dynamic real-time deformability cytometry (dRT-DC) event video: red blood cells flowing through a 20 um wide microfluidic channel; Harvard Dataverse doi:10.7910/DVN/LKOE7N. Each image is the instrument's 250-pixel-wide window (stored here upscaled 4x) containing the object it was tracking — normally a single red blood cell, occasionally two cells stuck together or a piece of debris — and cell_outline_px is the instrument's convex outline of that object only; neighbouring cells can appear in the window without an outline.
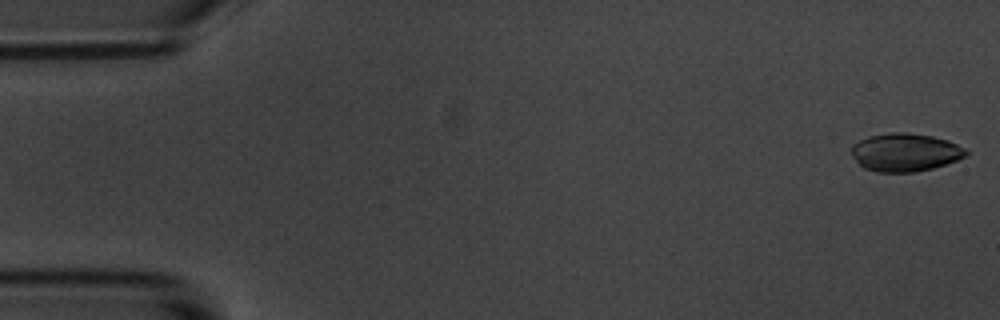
{"species": "common noctule bat (a hibernating species)", "species_latin": "Nyctalus noctula", "temperature_condition": "room temperature", "stored_images_in_passage": 15, "camera_frame_rate_fps": 3000, "um_per_image_px": 0.085, "animal": {"sex": "male", "body_mass_g": 20.1, "forearm_length_mm": 53.5}, "frame": {"image": 1, "passage_image": 1, "time_ms": 0.0, "image_size_px": [1000, 320], "cell_outline_px": [[968, 156], [932, 168], [916, 172], [876, 172], [864, 168], [852, 156], [852, 144], [868, 136], [892, 132], [904, 132], [932, 136], [948, 140], [964, 148], [968, 152]], "centroid_in_image_um": [76.93, 12.95], "position_along_channel_um": 8.1, "area_um2": 25.37}}
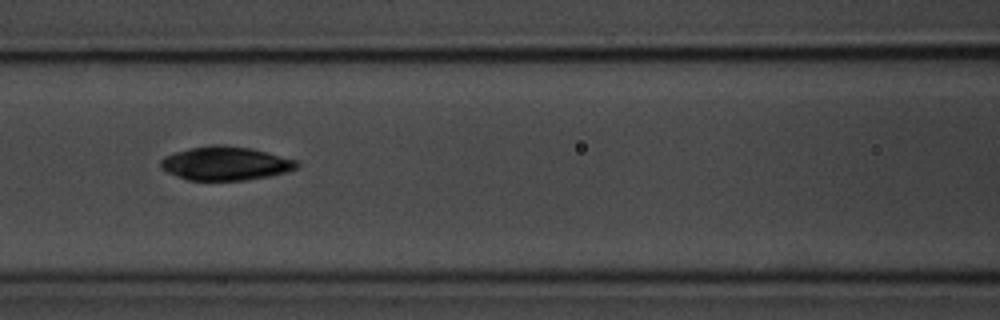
{"frame": {"image": 2, "passage_image": 7, "time_ms": 7.667, "image_size_px": [1000, 320], "cell_outline_px": [[300, 164], [296, 168], [288, 172], [268, 176], [244, 180], [188, 180], [176, 176], [160, 168], [160, 160], [164, 156], [188, 148], [212, 144], [220, 144], [252, 148], [296, 160]], "centroid_in_image_um": [19.15, 13.88], "position_along_channel_um": 147.5, "area_um2": 26.82}}
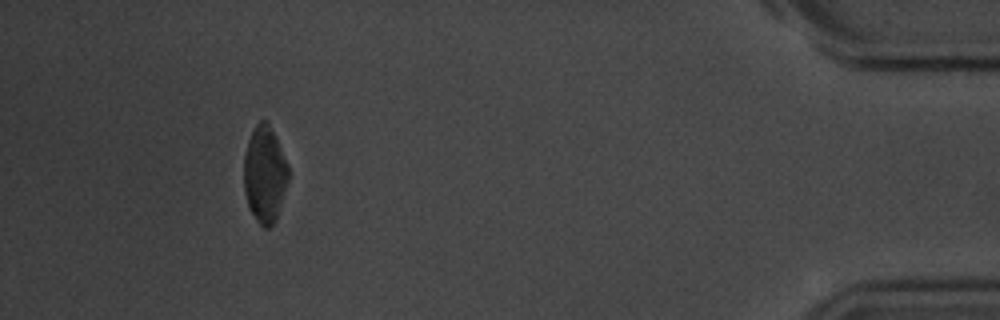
{"frame": {"image": 3, "passage_image": 14, "time_ms": 17.0, "image_size_px": [1000, 320], "cell_outline_px": [[288, 180], [276, 220], [268, 228], [264, 228], [256, 220], [248, 204], [244, 192], [244, 156], [248, 140], [256, 124], [260, 120], [268, 120], [276, 136], [288, 164]], "centroid_in_image_um": [22.5, 14.78], "position_along_channel_um": 412.7, "area_um2": 25.03}, "authors_computed_cell_mechanics": {"area_um2": 25.8944, "velocity_mm_per_s": 3.5238, "shape_relaxation_time_tau1_ms": 2.6848, "shape_relaxation_time_tau2_ms": 5.159, "deformation_change_tau1": 0.0962, "deformation_change_tau2": 0.0744}}